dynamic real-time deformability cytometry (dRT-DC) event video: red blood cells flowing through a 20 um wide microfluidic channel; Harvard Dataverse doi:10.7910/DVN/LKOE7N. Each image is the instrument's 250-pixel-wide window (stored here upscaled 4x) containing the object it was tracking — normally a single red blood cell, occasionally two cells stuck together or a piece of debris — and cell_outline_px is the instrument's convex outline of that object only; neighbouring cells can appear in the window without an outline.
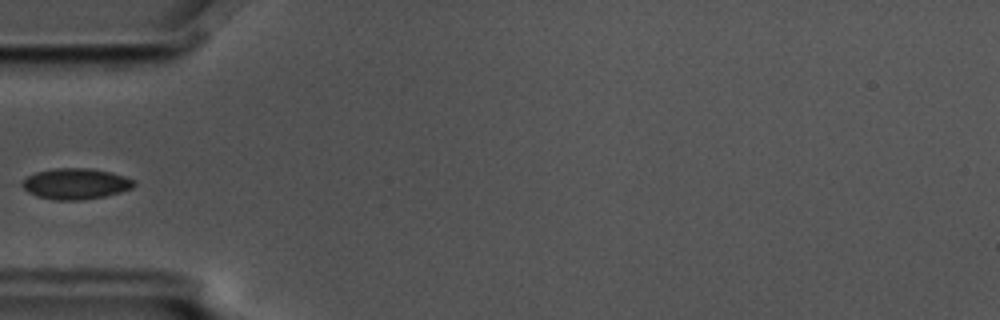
{"species": "common noctule bat (a hibernating species)", "species_latin": "Nyctalus noctula", "temperature_condition": "cold", "stored_images_in_passage": 6, "camera_frame_rate_fps": 3000, "um_per_image_px": 0.085, "animal": {"sex": "male", "body_mass_g": 17.5, "forearm_length_mm": 52.3}, "frame": {"image": 1, "passage_image": 6, "time_ms": 1.667, "image_size_px": [1000, 320], "cell_outline_px": [[136, 184], [132, 188], [120, 192], [104, 196], [80, 200], [52, 200], [36, 196], [28, 192], [20, 184], [28, 176], [36, 172], [56, 168], [92, 168], [112, 172], [136, 180]], "centroid_in_image_um": [6.45, 15.62], "position_along_channel_um": 78.6, "area_um2": 20.23}}